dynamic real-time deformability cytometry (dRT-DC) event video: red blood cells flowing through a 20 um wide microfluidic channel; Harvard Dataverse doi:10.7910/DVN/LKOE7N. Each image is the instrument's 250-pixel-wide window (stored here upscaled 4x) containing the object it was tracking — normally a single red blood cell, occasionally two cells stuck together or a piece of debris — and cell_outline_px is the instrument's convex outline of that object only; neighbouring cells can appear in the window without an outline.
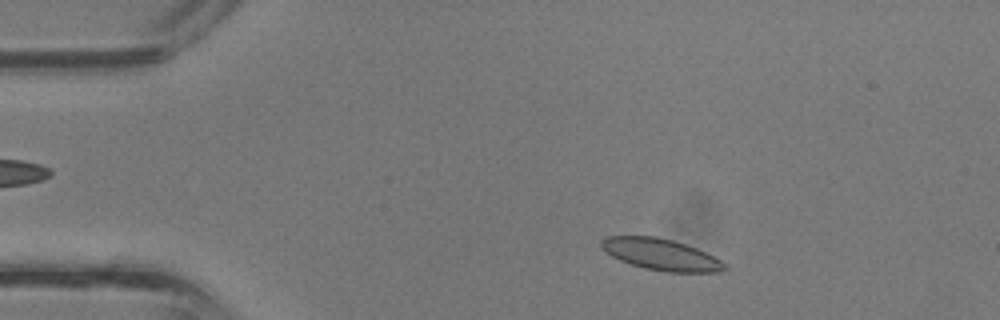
{"species": "common noctule bat (a hibernating species)", "species_latin": "Nyctalus noctula", "temperature_condition": "room temperature", "stored_images_in_passage": 35, "camera_frame_rate_fps": 3000, "um_per_image_px": 0.085, "animal": {"sex": "male", "body_mass_g": 13.3}, "frame": {"image": 1, "passage_image": 4, "time_ms": 1.0, "image_size_px": [1000, 320], "cell_outline_px": [[728, 268], [720, 272], [664, 272], [644, 268], [620, 260], [612, 256], [600, 244], [600, 240], [604, 236], [656, 236], [672, 240], [696, 248], [728, 264]], "centroid_in_image_um": [56.2, 21.63], "position_along_channel_um": 28.8, "area_um2": 22.48}}
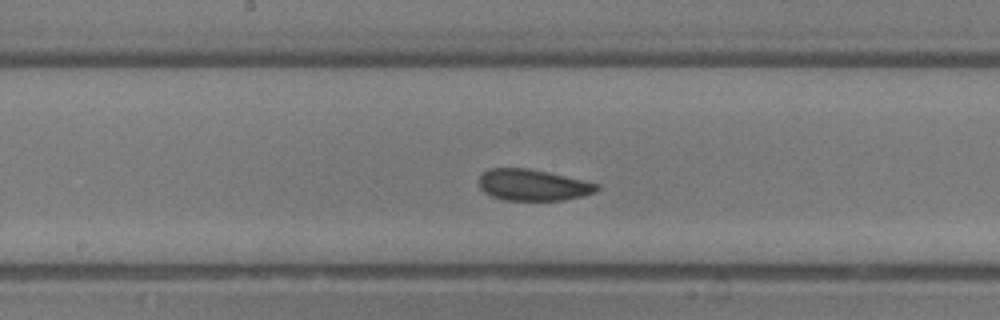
{"frame": {"image": 2, "passage_image": 17, "time_ms": 5.333, "image_size_px": [1000, 320], "cell_outline_px": [[600, 188], [596, 192], [584, 196], [564, 200], [504, 200], [492, 196], [484, 192], [480, 188], [480, 176], [484, 172], [492, 168], [528, 168], [548, 172], [584, 180], [600, 184]], "centroid_in_image_um": [45.35, 15.73], "position_along_channel_um": 202.9, "area_um2": 21.56}}
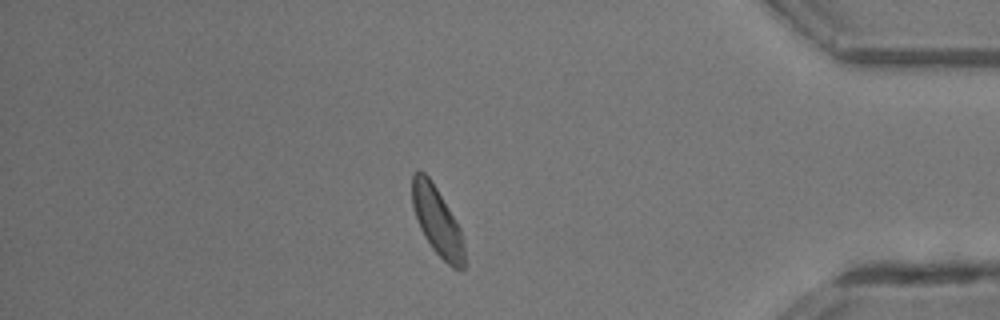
{"frame": {"image": 3, "passage_image": 30, "time_ms": 9.667, "image_size_px": [1000, 320], "cell_outline_px": [[464, 268], [452, 268], [432, 248], [424, 236], [420, 228], [412, 204], [412, 176], [416, 172], [424, 172], [428, 176], [436, 188], [456, 220], [460, 228], [464, 248]], "centroid_in_image_um": [37.16, 18.8], "position_along_channel_um": 398.0, "area_um2": 20.35}}